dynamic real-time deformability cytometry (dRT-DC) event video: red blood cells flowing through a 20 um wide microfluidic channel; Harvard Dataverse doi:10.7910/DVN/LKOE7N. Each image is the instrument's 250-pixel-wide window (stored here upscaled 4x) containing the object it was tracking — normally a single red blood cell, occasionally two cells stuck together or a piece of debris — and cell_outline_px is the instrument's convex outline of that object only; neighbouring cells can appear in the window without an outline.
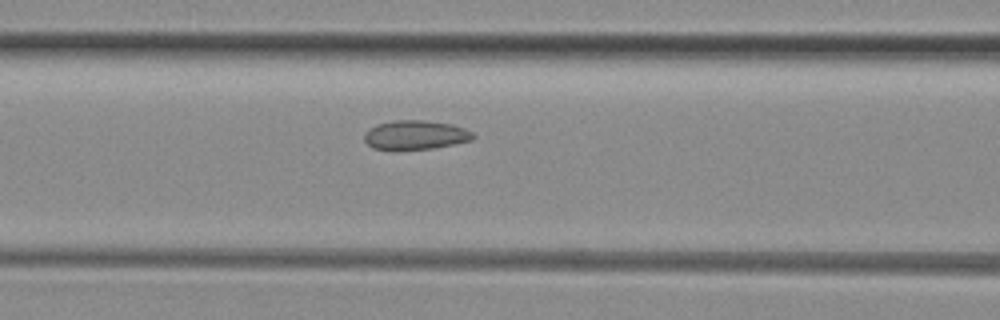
{"species": "common noctule bat (a hibernating species)", "species_latin": "Nyctalus noctula", "temperature_condition": "room temperature", "stored_images_in_passage": 18, "camera_frame_rate_fps": 3000, "um_per_image_px": 0.085, "animal": {"sex": "female", "body_mass_g": 29.2, "forearm_length_mm": 56.3}, "frame": {"image": 1, "passage_image": 17, "time_ms": 5.333, "image_size_px": [1000, 320], "cell_outline_px": [[476, 136], [472, 140], [432, 148], [396, 152], [372, 148], [364, 140], [364, 136], [376, 124], [396, 120], [420, 120], [452, 124], [464, 128], [472, 132]], "centroid_in_image_um": [35.29, 11.51], "position_along_channel_um": 131.3, "area_um2": 18.73}}